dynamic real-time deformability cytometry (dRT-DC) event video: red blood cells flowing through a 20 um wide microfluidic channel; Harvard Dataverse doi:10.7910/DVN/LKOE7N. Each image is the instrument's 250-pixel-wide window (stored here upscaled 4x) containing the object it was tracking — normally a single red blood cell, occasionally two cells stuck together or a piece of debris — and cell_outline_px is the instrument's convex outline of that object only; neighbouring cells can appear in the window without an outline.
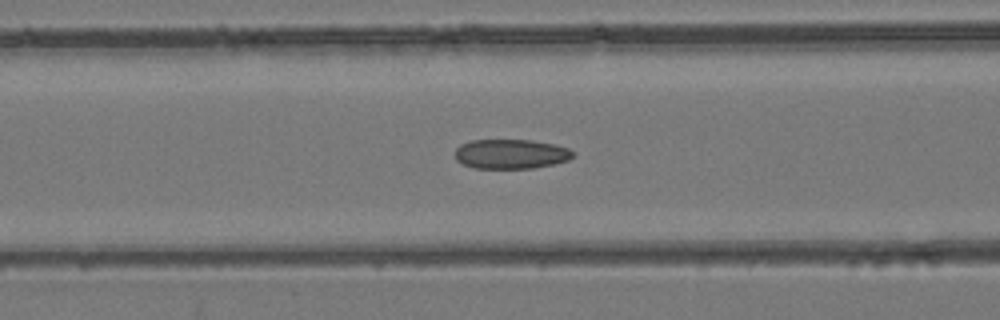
{"species": "common noctule bat (a hibernating species)", "species_latin": "Nyctalus noctula", "temperature_condition": "room temperature", "stored_images_in_passage": 48, "camera_frame_rate_fps": 3000, "um_per_image_px": 0.085, "animal": {"sex": "female", "body_mass_g": 24.6, "forearm_length_mm": 56.2}, "frame": {"image": 1, "passage_image": 20, "time_ms": 6.333, "image_size_px": [1000, 320], "cell_outline_px": [[572, 156], [568, 160], [552, 164], [532, 168], [476, 168], [464, 164], [456, 160], [456, 148], [460, 144], [472, 140], [532, 140], [552, 144], [568, 148], [572, 152]], "centroid_in_image_um": [43.39, 13.08], "position_along_channel_um": 123.2, "area_um2": 20.06}}
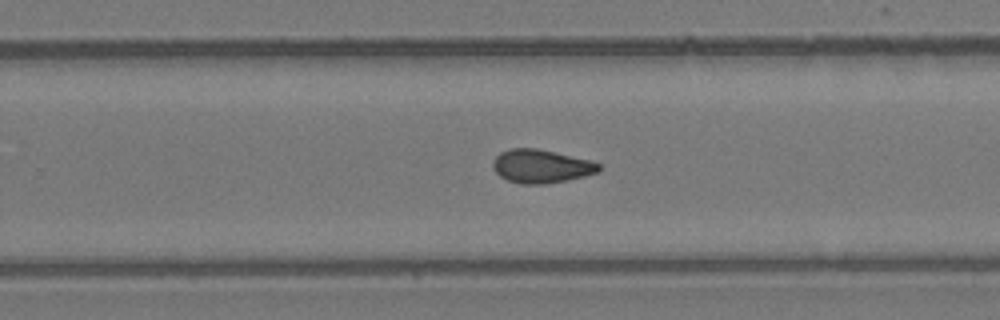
{"frame": {"image": 2, "passage_image": 31, "time_ms": 10.0, "image_size_px": [1000, 320], "cell_outline_px": [[600, 172], [584, 176], [544, 184], [520, 184], [508, 180], [500, 176], [492, 168], [492, 160], [500, 152], [508, 148], [536, 148], [588, 160], [600, 164]], "centroid_in_image_um": [45.94, 14.13], "position_along_channel_um": 283.9, "area_um2": 20.52}}
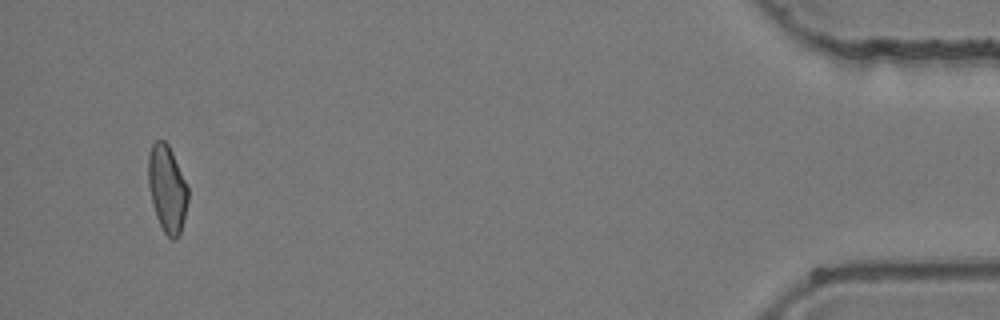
{"frame": {"image": 3, "passage_image": 46, "time_ms": 15.0, "image_size_px": [1000, 320], "cell_outline_px": [[188, 200], [180, 232], [176, 240], [172, 240], [164, 232], [156, 216], [152, 204], [148, 184], [148, 156], [152, 144], [156, 140], [164, 140], [168, 144], [172, 152], [188, 188]], "centroid_in_image_um": [14.19, 16.04], "position_along_channel_um": 421.0, "area_um2": 19.94}}